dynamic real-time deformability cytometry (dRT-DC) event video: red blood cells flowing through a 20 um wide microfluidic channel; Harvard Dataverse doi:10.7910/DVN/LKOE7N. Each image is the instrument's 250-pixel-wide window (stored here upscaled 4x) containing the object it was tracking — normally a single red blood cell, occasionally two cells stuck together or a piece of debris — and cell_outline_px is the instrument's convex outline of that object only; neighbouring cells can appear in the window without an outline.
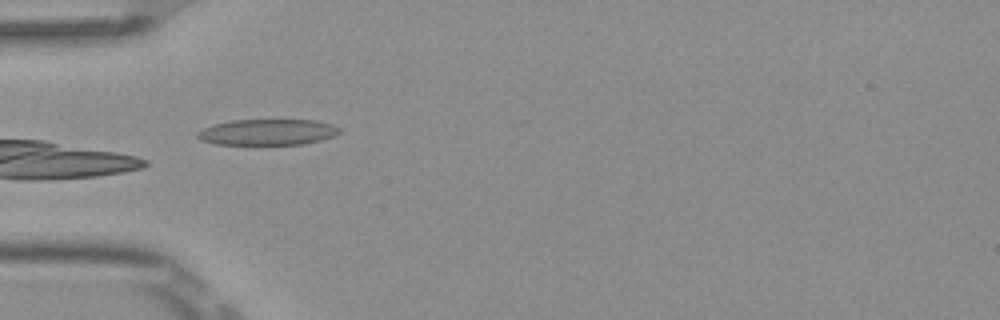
{"species": "Egyptian fruit bat (a non-hibernating species)", "species_latin": "Rousettus aegyptiacus", "temperature_condition": "room temperature", "stored_images_in_passage": 5, "camera_frame_rate_fps": 3000, "um_per_image_px": 0.085, "frame": {"image": 1, "passage_image": 4, "time_ms": 1.0, "image_size_px": [1000, 320], "cell_outline_px": [[340, 132], [332, 136], [320, 140], [304, 144], [216, 144], [200, 140], [196, 136], [196, 132], [212, 124], [232, 120], [316, 120], [332, 124], [340, 128]], "centroid_in_image_um": [22.71, 11.22], "position_along_channel_um": 62.3, "area_um2": 21.44}}
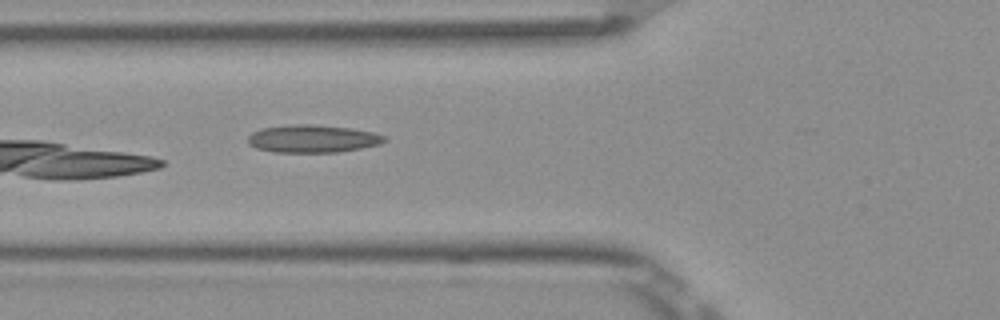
{"frame": {"image": 2, "passage_image": 5, "time_ms": 1.333, "image_size_px": [1000, 320], "cell_outline_px": [[388, 140], [380, 144], [360, 148], [336, 152], [272, 152], [256, 148], [248, 144], [248, 136], [252, 132], [260, 128], [296, 124], [308, 124], [348, 128], [372, 132], [384, 136]], "centroid_in_image_um": [26.53, 11.79], "position_along_channel_um": 99.3, "area_um2": 21.91}}